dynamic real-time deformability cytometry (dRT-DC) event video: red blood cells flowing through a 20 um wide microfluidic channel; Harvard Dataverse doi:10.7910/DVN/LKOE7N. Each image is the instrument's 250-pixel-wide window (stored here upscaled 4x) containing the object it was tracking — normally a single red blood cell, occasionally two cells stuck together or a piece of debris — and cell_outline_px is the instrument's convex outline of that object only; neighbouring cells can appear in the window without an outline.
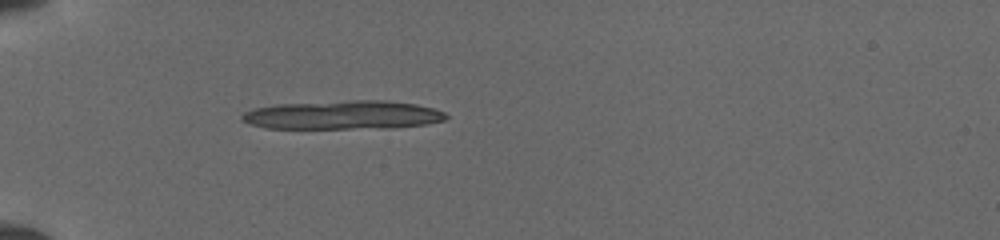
{"species": "common noctule bat (a hibernating species)", "species_latin": "Nyctalus noctula", "temperature_condition": "cold", "stored_images_in_passage": 19, "segment_of_instrument_passage": [1, 2], "camera_frame_rate_fps": 3000, "um_per_image_px": 0.085, "animal": {"sex": "female", "body_mass_g": 19.5, "forearm_length_mm": 54.1}, "frame": {"image": 1, "passage_image": 1, "time_ms": 0.0, "image_size_px": [1000, 240], "cell_outline_px": [[448, 116], [444, 120], [424, 124], [384, 128], [264, 128], [240, 120], [240, 116], [244, 112], [256, 108], [276, 104], [352, 100], [384, 100], [416, 104], [432, 108], [444, 112]], "centroid_in_image_um": [29.12, 9.77], "position_along_channel_um": 55.9, "area_um2": 33.99}}